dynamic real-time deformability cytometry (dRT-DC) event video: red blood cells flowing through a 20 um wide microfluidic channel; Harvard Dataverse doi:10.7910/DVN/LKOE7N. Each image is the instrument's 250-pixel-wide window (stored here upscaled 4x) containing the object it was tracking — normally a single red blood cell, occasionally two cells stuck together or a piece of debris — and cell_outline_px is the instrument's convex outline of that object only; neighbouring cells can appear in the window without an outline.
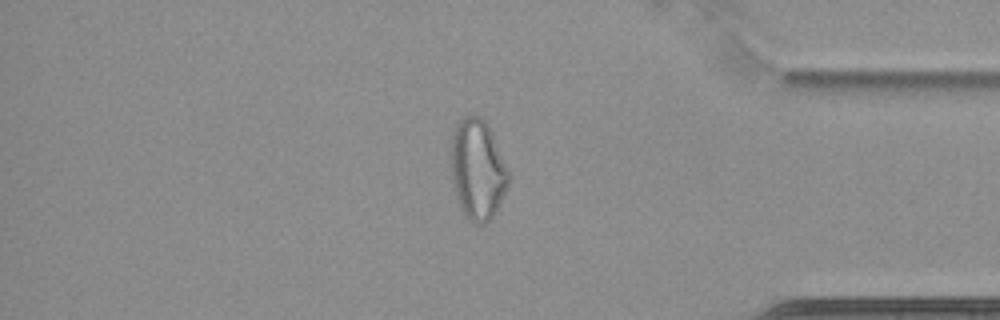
{"species": "common noctule bat (a hibernating species)", "species_latin": "Nyctalus noctula", "temperature_condition": "cold", "stored_images_in_passage": 63, "camera_frame_rate_fps": 3000, "um_per_image_px": 0.085, "animal": {"sex": "female", "body_mass_g": 22.7, "forearm_length_mm": 54.2}, "frame": {"image": 1, "passage_image": 54, "time_ms": 17.667, "image_size_px": [1000, 320], "cell_outline_px": [[508, 184], [496, 212], [484, 224], [476, 224], [468, 220], [464, 216], [460, 208], [456, 196], [452, 180], [452, 132], [456, 124], [464, 116], [484, 116], [492, 132], [508, 172]], "centroid_in_image_um": [40.58, 14.4], "position_along_channel_um": 394.6, "area_um2": 33.41}}